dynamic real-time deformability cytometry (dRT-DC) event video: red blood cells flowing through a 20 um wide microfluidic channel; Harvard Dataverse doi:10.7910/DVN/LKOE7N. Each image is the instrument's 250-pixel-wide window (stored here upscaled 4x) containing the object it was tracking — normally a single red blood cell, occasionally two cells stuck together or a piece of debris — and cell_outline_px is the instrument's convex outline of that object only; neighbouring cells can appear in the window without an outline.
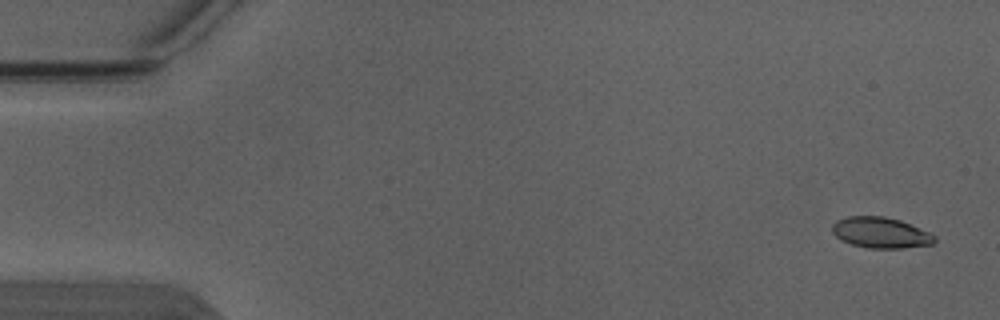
{"species": "Egyptian fruit bat (a non-hibernating species)", "species_latin": "Rousettus aegyptiacus", "temperature_condition": "warm", "stored_images_in_passage": 5, "segment_of_instrument_passage": [1, 2], "camera_frame_rate_fps": 3000, "um_per_image_px": 0.085, "animal": {"sex": "male"}, "frame": {"image": 1, "passage_image": 1, "time_ms": 0.0, "image_size_px": [1000, 320], "cell_outline_px": [[936, 240], [932, 244], [904, 248], [868, 248], [852, 244], [840, 240], [832, 232], [832, 224], [836, 220], [848, 216], [884, 216], [900, 220], [932, 232], [936, 236]], "centroid_in_image_um": [74.87, 19.77], "position_along_channel_um": 10.1, "area_um2": 18.61}}
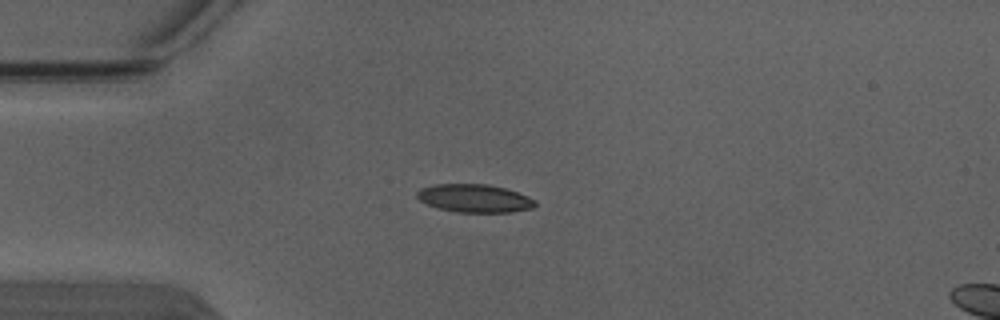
{"frame": {"image": 2, "passage_image": 4, "time_ms": 1.0, "image_size_px": [1000, 320], "cell_outline_px": [[536, 204], [532, 208], [512, 212], [456, 212], [436, 208], [420, 200], [416, 196], [416, 192], [420, 188], [436, 184], [488, 184], [504, 188], [528, 196], [536, 200]], "centroid_in_image_um": [40.32, 16.86], "position_along_channel_um": 44.7, "area_um2": 19.36}}